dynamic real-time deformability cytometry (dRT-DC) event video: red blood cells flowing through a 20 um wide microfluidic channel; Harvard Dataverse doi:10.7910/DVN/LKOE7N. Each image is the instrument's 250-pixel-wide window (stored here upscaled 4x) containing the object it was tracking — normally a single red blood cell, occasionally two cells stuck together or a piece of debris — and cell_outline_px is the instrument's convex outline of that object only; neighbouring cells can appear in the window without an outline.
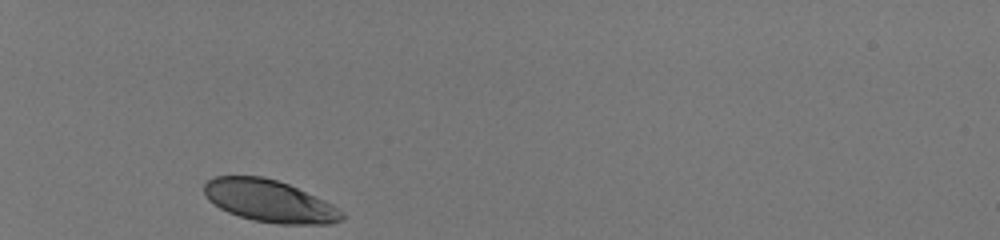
{"species": "human", "species_latin": "Homo sapiens", "temperature_condition": "room temperature", "stored_images_in_passage": 30, "camera_frame_rate_fps": 3000, "um_per_image_px": 0.085, "donor": {"sex": "male"}, "frame": {"image": 1, "passage_image": 1, "time_ms": 0.0, "image_size_px": [1000, 240], "cell_outline_px": [[344, 220], [332, 224], [276, 224], [252, 220], [228, 212], [220, 208], [208, 200], [204, 192], [204, 184], [208, 180], [216, 176], [264, 176], [288, 184], [324, 200], [332, 204], [344, 212]], "centroid_in_image_um": [22.92, 17.1], "position_along_channel_um": 62.1, "area_um2": 33.87}}
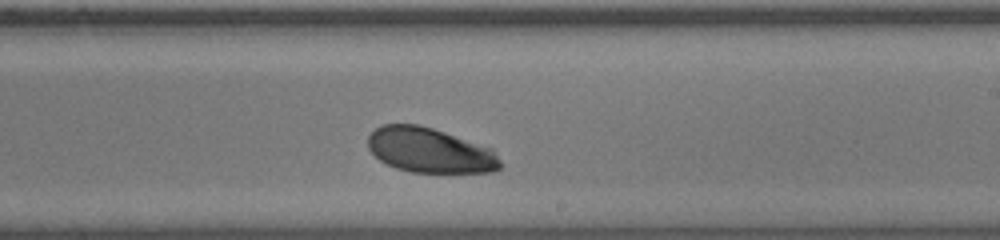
{"frame": {"image": 2, "passage_image": 18, "time_ms": 5.667, "image_size_px": [1000, 240], "cell_outline_px": [[500, 168], [492, 172], [412, 172], [396, 168], [380, 160], [368, 148], [368, 136], [380, 124], [420, 124], [492, 148], [500, 160]], "centroid_in_image_um": [36.52, 12.77], "position_along_channel_um": 252.5, "area_um2": 34.45}}
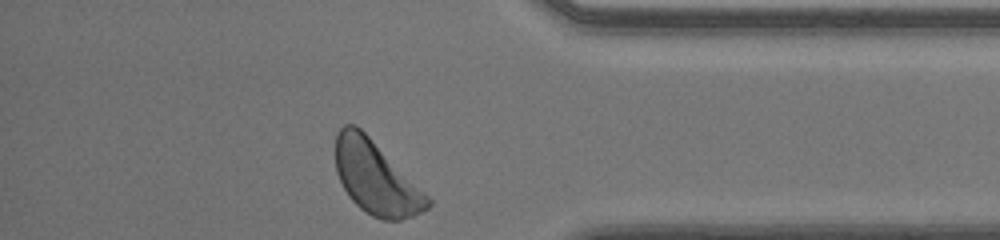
{"frame": {"image": 3, "passage_image": 30, "time_ms": 9.667, "image_size_px": [1000, 240], "cell_outline_px": [[432, 204], [428, 208], [412, 216], [400, 220], [380, 220], [364, 212], [348, 196], [336, 172], [336, 132], [344, 124], [356, 124], [432, 200]], "centroid_in_image_um": [31.92, 15.13], "position_along_channel_um": 403.3, "area_um2": 38.55}, "authors_computed_cell_mechanics": {"area_um2": 35.6048, "velocity_mm_per_s": 3.9657, "shape_relaxation_time_tau1_ms": 2.0166, "shape_relaxation_time_tau2_ms": null, "deformation_change_tau1": 0.1138, "deformation_change_tau2": null}}